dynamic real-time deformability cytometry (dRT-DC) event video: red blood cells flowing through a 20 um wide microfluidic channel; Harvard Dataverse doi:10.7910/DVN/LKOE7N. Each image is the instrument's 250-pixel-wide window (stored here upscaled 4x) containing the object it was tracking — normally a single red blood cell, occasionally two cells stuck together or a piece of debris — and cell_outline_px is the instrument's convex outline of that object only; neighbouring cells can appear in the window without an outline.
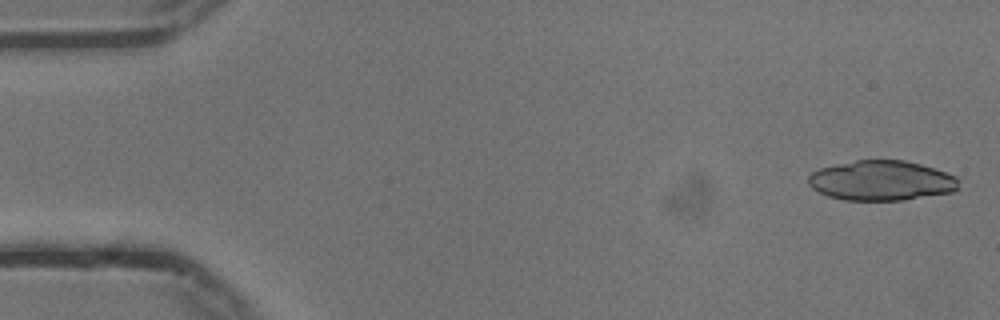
{"species": "common noctule bat (a hibernating species)", "species_latin": "Nyctalus noctula", "temperature_condition": "cold", "stored_images_in_passage": 54, "camera_frame_rate_fps": 3000, "um_per_image_px": 0.085, "animal": {"sex": "male", "body_mass_g": 13.3}, "frame": {"image": 1, "passage_image": 2, "time_ms": 0.333, "image_size_px": [1000, 320], "cell_outline_px": [[960, 188], [952, 192], [904, 200], [844, 200], [828, 196], [812, 188], [808, 184], [808, 176], [812, 172], [820, 168], [856, 160], [904, 160], [920, 164], [956, 176], [960, 180]], "centroid_in_image_um": [74.94, 15.35], "position_along_channel_um": 10.1, "area_um2": 35.03}}
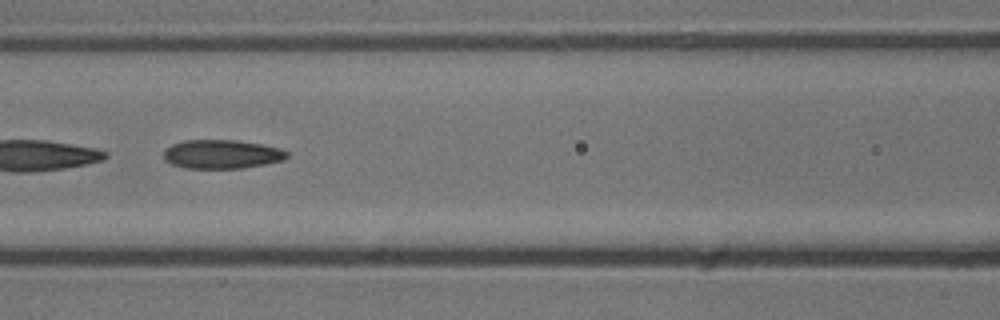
{"frame": {"image": 2, "passage_image": 24, "time_ms": 7.667, "image_size_px": [1000, 320], "cell_outline_px": [[288, 156], [284, 160], [244, 168], [184, 168], [172, 164], [164, 160], [164, 148], [172, 144], [184, 140], [236, 140], [264, 144], [280, 148], [288, 152]], "centroid_in_image_um": [18.85, 13.1], "position_along_channel_um": 147.8, "area_um2": 20.92}}
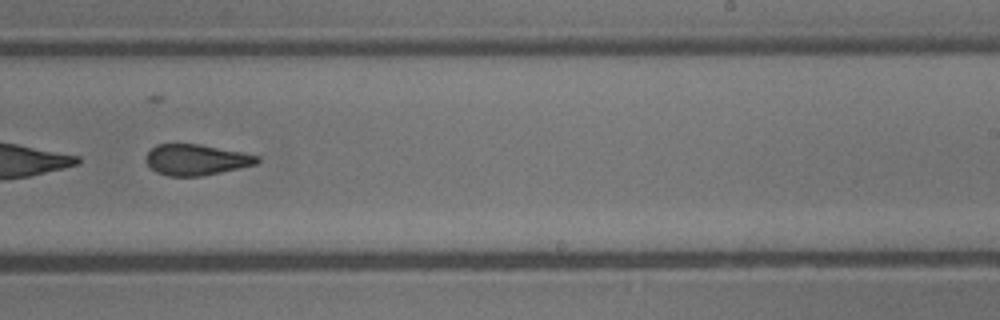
{"frame": {"image": 3, "passage_image": 34, "time_ms": 11.0, "image_size_px": [1000, 320], "cell_outline_px": [[260, 160], [256, 164], [220, 172], [200, 176], [168, 176], [156, 172], [144, 160], [148, 152], [156, 144], [200, 144], [260, 156]], "centroid_in_image_um": [16.65, 13.57], "position_along_channel_um": 272.3, "area_um2": 19.83}, "authors_computed_cell_mechanics": {"area_um2": 28.6399, "velocity_mm_per_s": 3.7562, "shape_relaxation_time_tau1_ms": 11.0931, "shape_relaxation_time_tau2_ms": 2.4995, "deformation_change_tau1": 0.2306, "deformation_change_tau2": 0.0996}}